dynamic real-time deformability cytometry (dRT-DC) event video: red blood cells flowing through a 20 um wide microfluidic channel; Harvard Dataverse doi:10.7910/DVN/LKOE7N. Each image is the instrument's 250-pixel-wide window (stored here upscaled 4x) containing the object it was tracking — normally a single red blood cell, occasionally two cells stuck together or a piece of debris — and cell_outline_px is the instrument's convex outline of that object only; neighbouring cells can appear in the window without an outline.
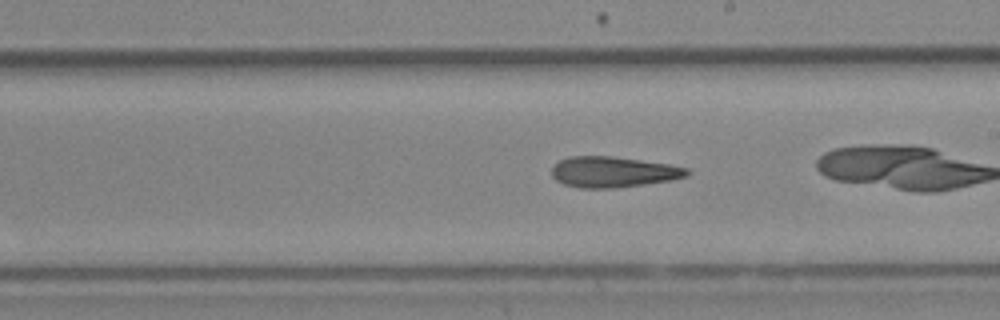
{"species": "Egyptian fruit bat (a non-hibernating species)", "species_latin": "Rousettus aegyptiacus", "temperature_condition": "cold", "stored_images_in_passage": 29, "camera_frame_rate_fps": 3000, "um_per_image_px": 0.085, "animal": {"sex": "female"}, "frame": {"image": 1, "passage_image": 13, "time_ms": 4.0, "image_size_px": [1000, 320], "cell_outline_px": [[692, 172], [688, 176], [672, 180], [616, 188], [580, 188], [564, 184], [556, 180], [552, 176], [552, 168], [560, 160], [572, 156], [612, 156], [668, 164], [688, 168]], "centroid_in_image_um": [52.15, 14.62], "position_along_channel_um": 236.9, "area_um2": 24.22}, "authors_computed_cell_mechanics": {"area_um2": 24.1026, "velocity_mm_per_s": 3.9363, "shape_relaxation_time_tau1_ms": null, "shape_relaxation_time_tau2_ms": 5.5405, "deformation_change_tau1": null, "deformation_change_tau2": 0.1518}}